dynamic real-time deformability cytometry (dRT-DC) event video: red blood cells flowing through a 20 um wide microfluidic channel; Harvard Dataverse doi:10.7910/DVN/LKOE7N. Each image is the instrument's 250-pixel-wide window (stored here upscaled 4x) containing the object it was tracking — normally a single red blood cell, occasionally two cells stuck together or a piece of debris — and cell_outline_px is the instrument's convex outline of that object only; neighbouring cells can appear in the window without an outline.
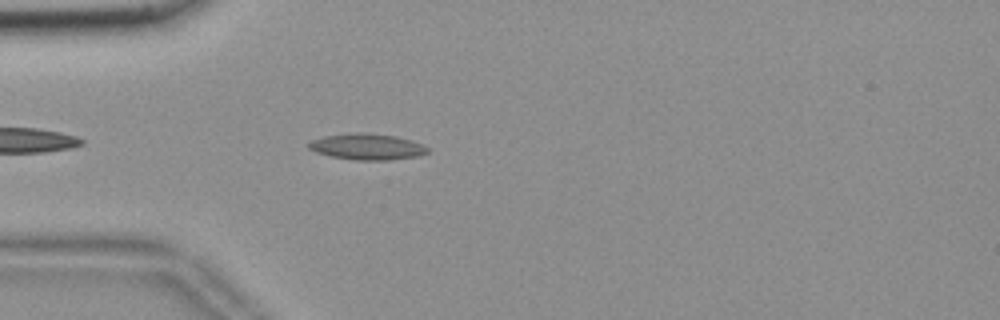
{"species": "common noctule bat (a hibernating species)", "species_latin": "Nyctalus noctula", "temperature_condition": "room temperature", "stored_images_in_passage": 44, "camera_frame_rate_fps": 3000, "um_per_image_px": 0.085, "animal": {"sex": "female", "body_mass_g": 18.4}, "frame": {"image": 1, "passage_image": 4, "time_ms": 1.0, "image_size_px": [1000, 320], "cell_outline_px": [[428, 152], [420, 156], [388, 160], [356, 160], [332, 156], [316, 152], [308, 148], [308, 144], [312, 140], [324, 136], [356, 132], [360, 132], [396, 136], [412, 140], [428, 148]], "centroid_in_image_um": [31.21, 12.47], "position_along_channel_um": 53.8, "area_um2": 17.98}}
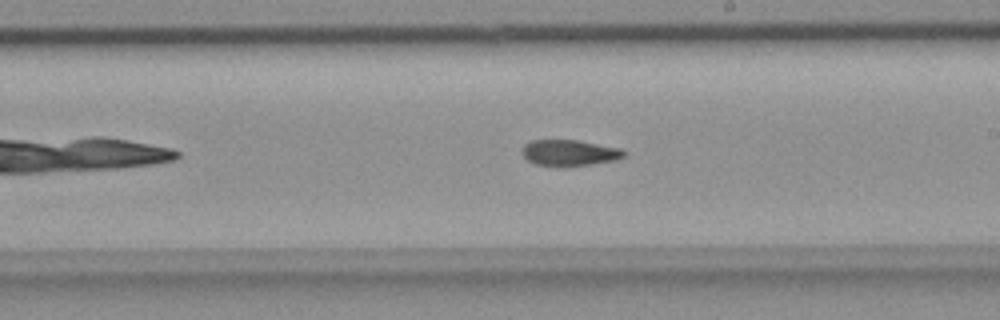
{"frame": {"image": 2, "passage_image": 20, "time_ms": 6.333, "image_size_px": [1000, 320], "cell_outline_px": [[628, 152], [624, 156], [616, 160], [592, 164], [536, 164], [528, 160], [524, 156], [524, 144], [532, 140], [580, 140], [620, 148]], "centroid_in_image_um": [48.48, 12.95], "position_along_channel_um": 240.5, "area_um2": 14.91}}
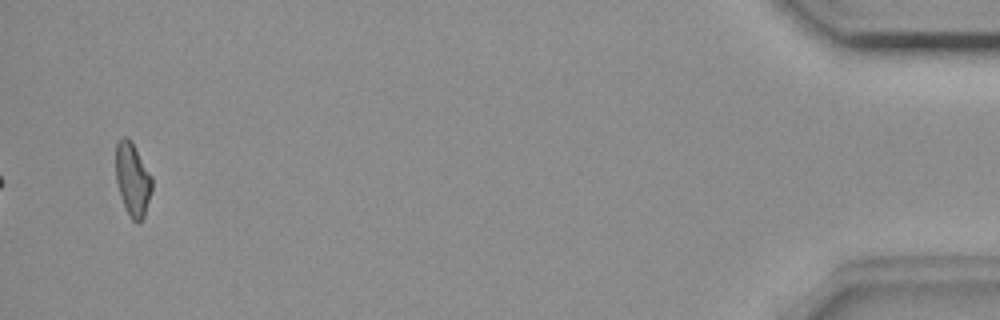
{"frame": {"image": 3, "passage_image": 42, "time_ms": 13.667, "image_size_px": [1000, 320], "cell_outline_px": [[152, 192], [144, 216], [140, 220], [132, 220], [128, 216], [120, 196], [116, 180], [116, 140], [120, 136], [128, 136], [132, 140], [152, 176]], "centroid_in_image_um": [11.26, 15.18], "position_along_channel_um": 423.9, "area_um2": 15.78}}